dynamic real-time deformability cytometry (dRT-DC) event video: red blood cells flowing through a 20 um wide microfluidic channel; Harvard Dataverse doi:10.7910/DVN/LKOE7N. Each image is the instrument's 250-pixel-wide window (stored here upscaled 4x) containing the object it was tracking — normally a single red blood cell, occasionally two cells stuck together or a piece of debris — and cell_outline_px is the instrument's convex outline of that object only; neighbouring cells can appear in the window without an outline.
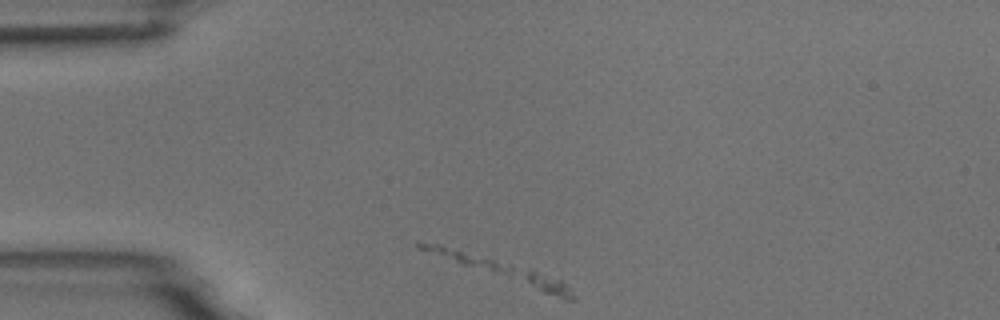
{"species": "common noctule bat (a hibernating species)", "species_latin": "Nyctalus noctula", "temperature_condition": "room temperature", "stored_images_in_passage": 9, "camera_frame_rate_fps": 3000, "um_per_image_px": 0.085, "animal": {"sex": "male", "body_mass_g": 18.8}, "frame": {"image": 1, "passage_image": 1, "time_ms": 0.0, "image_size_px": [1000, 320], "cell_outline_px": [[576, 300], [564, 300], [416, 248], [416, 240], [440, 244], [532, 268], [560, 280], [576, 296]], "centroid_in_image_um": [42.66, 22.93], "position_along_channel_um": 42.3, "area_um2": 18.15}}